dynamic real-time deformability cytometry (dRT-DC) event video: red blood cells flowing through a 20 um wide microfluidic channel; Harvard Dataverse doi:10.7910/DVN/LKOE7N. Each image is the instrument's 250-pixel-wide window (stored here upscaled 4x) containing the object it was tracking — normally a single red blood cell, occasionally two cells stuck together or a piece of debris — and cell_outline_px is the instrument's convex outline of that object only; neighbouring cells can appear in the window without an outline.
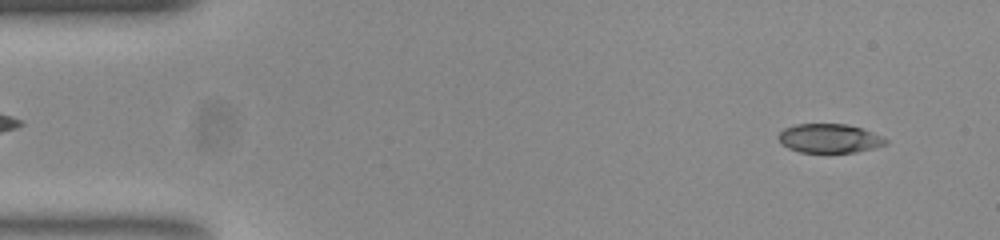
{"species": "common noctule bat (a hibernating species)", "species_latin": "Nyctalus noctula", "temperature_condition": "room temperature", "stored_images_in_passage": 51, "camera_frame_rate_fps": 3000, "um_per_image_px": 0.085, "animal": {"sex": "female", "body_mass_g": 23.0, "forearm_length_mm": 53.4}, "frame": {"image": 1, "passage_image": 3, "time_ms": 0.667, "image_size_px": [1000, 240], "cell_outline_px": [[888, 144], [876, 148], [856, 152], [800, 152], [788, 148], [780, 144], [776, 136], [784, 128], [796, 124], [848, 124], [872, 132], [888, 140]], "centroid_in_image_um": [70.48, 11.76], "position_along_channel_um": 14.5, "area_um2": 18.26}}
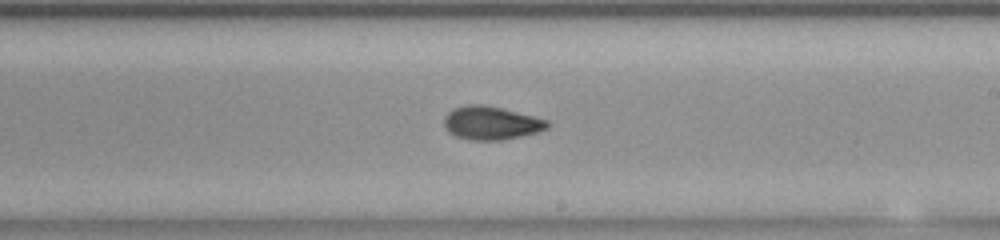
{"frame": {"image": 2, "passage_image": 29, "time_ms": 9.333, "image_size_px": [1000, 240], "cell_outline_px": [[552, 124], [548, 128], [536, 132], [500, 140], [472, 140], [456, 136], [444, 124], [444, 116], [452, 108], [468, 104], [484, 104], [548, 120]], "centroid_in_image_um": [41.75, 10.44], "position_along_channel_um": 247.3, "area_um2": 19.77}}
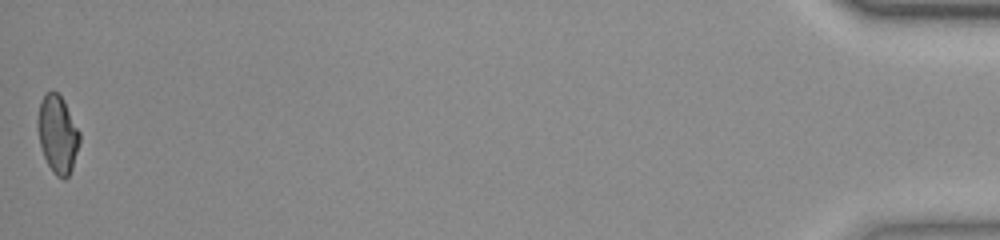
{"frame": {"image": 3, "passage_image": 51, "time_ms": 16.667, "image_size_px": [1000, 240], "cell_outline_px": [[80, 140], [72, 168], [68, 176], [64, 180], [56, 176], [52, 172], [44, 156], [40, 144], [36, 124], [36, 120], [40, 100], [44, 92], [56, 92], [64, 100], [80, 132]], "centroid_in_image_um": [4.88, 11.39], "position_along_channel_um": 430.3, "area_um2": 19.13}, "authors_computed_cell_mechanics": {"area_um2": 19.3052, "velocity_mm_per_s": 3.8906, "shape_relaxation_time_tau1_ms": 8.9013, "shape_relaxation_time_tau2_ms": 1.9971, "deformation_change_tau1": 0.2318, "deformation_change_tau2": 0.0633}}